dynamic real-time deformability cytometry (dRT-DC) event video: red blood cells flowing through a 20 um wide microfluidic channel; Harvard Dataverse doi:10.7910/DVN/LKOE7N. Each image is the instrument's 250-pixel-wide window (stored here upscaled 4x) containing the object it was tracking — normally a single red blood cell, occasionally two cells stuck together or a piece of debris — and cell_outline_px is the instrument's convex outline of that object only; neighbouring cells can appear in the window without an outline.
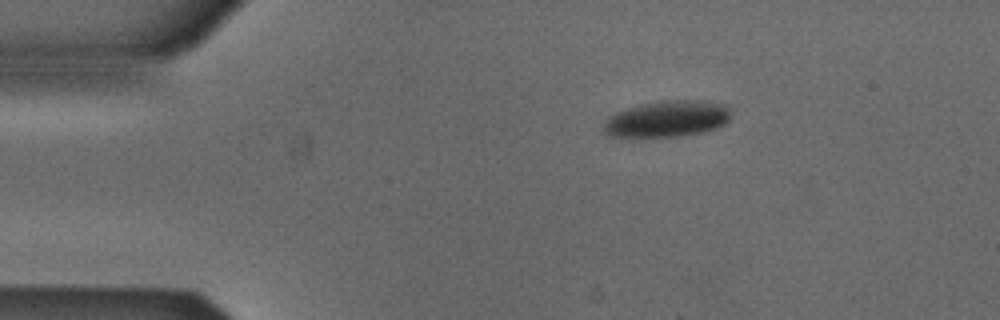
{"species": "Egyptian fruit bat (a non-hibernating species)", "species_latin": "Rousettus aegyptiacus", "temperature_condition": "cold", "stored_images_in_passage": 44, "camera_frame_rate_fps": 3000, "um_per_image_px": 0.085, "animal": {"sex": "male"}, "frame": {"image": 1, "passage_image": 1, "time_ms": 0.0, "image_size_px": [1000, 320], "cell_outline_px": [[732, 108], [728, 120], [724, 124], [716, 128], [704, 132], [680, 136], [608, 136], [604, 132], [604, 124], [608, 116], [616, 112], [640, 104], [660, 100], [704, 100], [728, 104]], "centroid_in_image_um": [56.77, 10.08], "position_along_channel_um": 28.2, "area_um2": 27.17}}
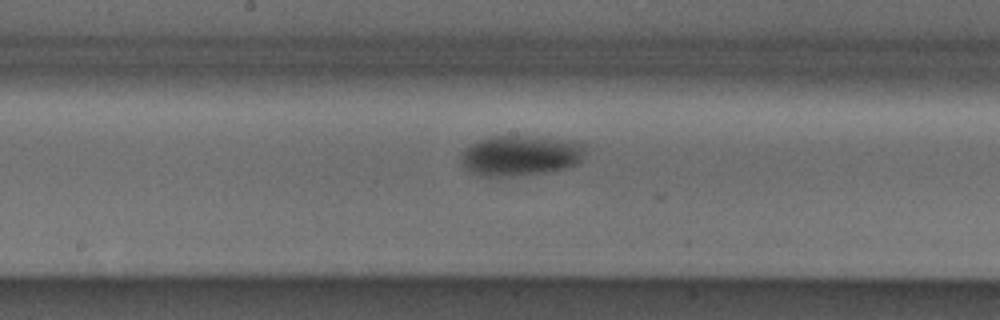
{"frame": {"image": 2, "passage_image": 19, "time_ms": 6.0, "image_size_px": [1000, 320], "cell_outline_px": [[584, 152], [580, 160], [576, 164], [568, 168], [544, 172], [504, 176], [480, 176], [464, 168], [460, 160], [460, 156], [464, 148], [488, 136], [536, 136], [572, 140], [584, 144]], "centroid_in_image_um": [44.22, 13.2], "position_along_channel_um": 204.0, "area_um2": 29.3}}
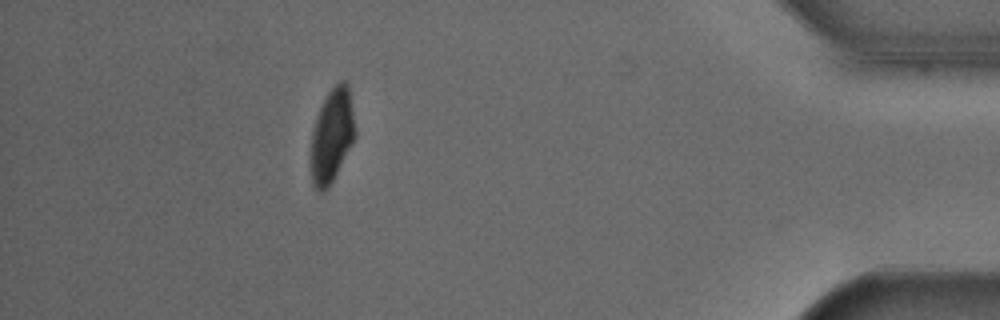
{"frame": {"image": 3, "passage_image": 39, "time_ms": 12.667, "image_size_px": [1000, 320], "cell_outline_px": [[356, 136], [328, 188], [320, 192], [312, 184], [308, 160], [312, 128], [316, 116], [328, 92], [340, 80], [344, 80], [348, 84], [356, 132]], "centroid_in_image_um": [28.16, 11.55], "position_along_channel_um": 407.0, "area_um2": 24.51}, "authors_computed_cell_mechanics": {"area_um2": 28.3509, "velocity_mm_per_s": 3.8769, "shape_relaxation_time_tau1_ms": 3.8167, "shape_relaxation_time_tau2_ms": null, "deformation_change_tau1": 0.1138, "deformation_change_tau2": null}}